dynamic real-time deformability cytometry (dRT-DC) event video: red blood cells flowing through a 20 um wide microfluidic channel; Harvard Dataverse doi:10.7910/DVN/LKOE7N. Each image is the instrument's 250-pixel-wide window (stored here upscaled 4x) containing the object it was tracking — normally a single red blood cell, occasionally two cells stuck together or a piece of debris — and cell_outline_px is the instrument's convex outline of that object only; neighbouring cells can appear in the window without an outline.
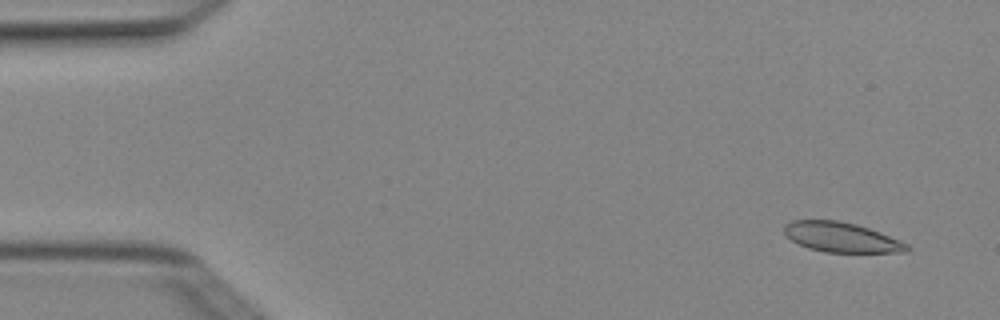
{"species": "Egyptian fruit bat (a non-hibernating species)", "species_latin": "Rousettus aegyptiacus", "temperature_condition": "cold", "stored_images_in_passage": 5, "camera_frame_rate_fps": 3000, "um_per_image_px": 0.085, "animal": {"sex": "female"}, "frame": {"image": 1, "passage_image": 1, "time_ms": 0.0, "image_size_px": [1000, 320], "cell_outline_px": [[912, 248], [908, 252], [824, 252], [808, 248], [792, 240], [784, 232], [784, 224], [792, 220], [836, 220], [856, 224], [880, 232], [900, 240], [908, 244]], "centroid_in_image_um": [71.54, 20.17], "position_along_channel_um": 13.5, "area_um2": 21.33}}